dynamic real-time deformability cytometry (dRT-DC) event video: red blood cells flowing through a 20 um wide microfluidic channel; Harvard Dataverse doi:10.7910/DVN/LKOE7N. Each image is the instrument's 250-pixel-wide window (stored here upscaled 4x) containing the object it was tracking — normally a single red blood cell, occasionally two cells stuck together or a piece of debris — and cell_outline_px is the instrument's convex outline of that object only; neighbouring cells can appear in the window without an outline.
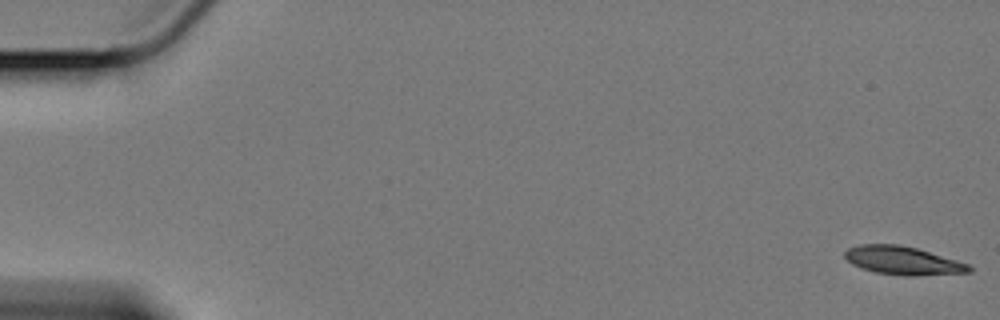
{"species": "Egyptian fruit bat (a non-hibernating species)", "species_latin": "Rousettus aegyptiacus", "temperature_condition": "cold", "stored_images_in_passage": 60, "camera_frame_rate_fps": 3000, "um_per_image_px": 0.085, "animal": {"sex": "female"}, "frame": {"image": 1, "passage_image": 1, "time_ms": 0.0, "image_size_px": [1000, 320], "cell_outline_px": [[972, 272], [916, 276], [904, 276], [876, 272], [860, 268], [852, 264], [844, 256], [844, 252], [848, 248], [856, 244], [900, 244], [916, 248], [956, 260], [968, 264], [972, 268]], "centroid_in_image_um": [76.71, 22.15], "position_along_channel_um": 8.3, "area_um2": 20.58}}
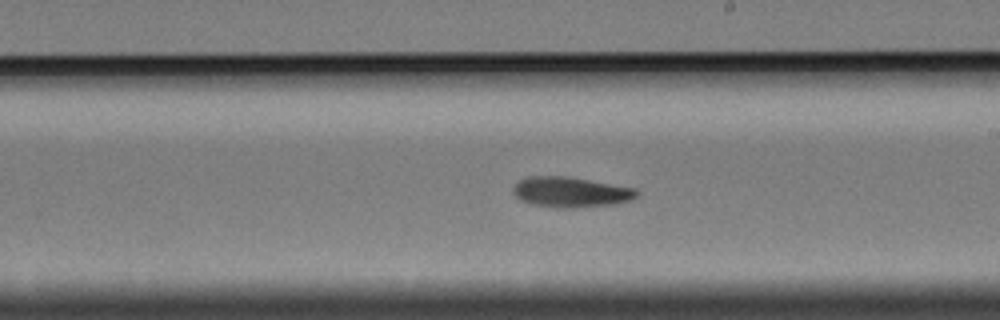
{"frame": {"image": 2, "passage_image": 35, "time_ms": 11.333, "image_size_px": [1000, 320], "cell_outline_px": [[640, 192], [632, 200], [616, 204], [572, 208], [556, 208], [532, 204], [520, 200], [512, 192], [512, 188], [524, 176], [568, 176], [636, 188]], "centroid_in_image_um": [48.52, 16.33], "position_along_channel_um": 240.5, "area_um2": 22.14}}
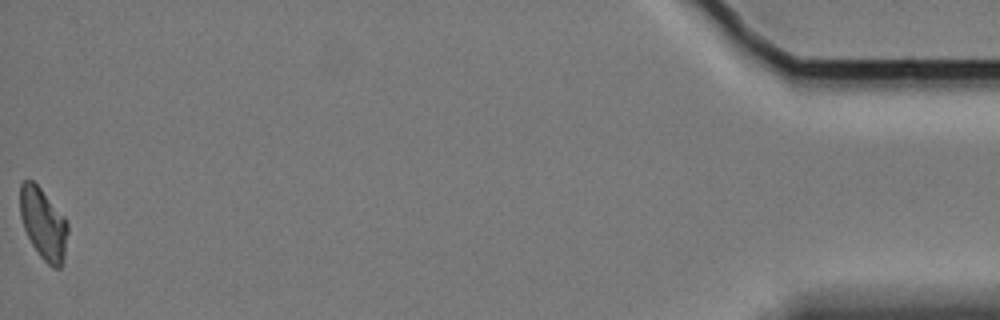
{"frame": {"image": 3, "passage_image": 60, "time_ms": 19.667, "image_size_px": [1000, 320], "cell_outline_px": [[68, 232], [64, 256], [60, 268], [52, 268], [40, 256], [32, 244], [24, 228], [20, 216], [20, 184], [24, 180], [32, 180], [40, 188], [64, 216], [68, 224]], "centroid_in_image_um": [3.68, 19.02], "position_along_channel_um": 431.5, "area_um2": 19.65}}